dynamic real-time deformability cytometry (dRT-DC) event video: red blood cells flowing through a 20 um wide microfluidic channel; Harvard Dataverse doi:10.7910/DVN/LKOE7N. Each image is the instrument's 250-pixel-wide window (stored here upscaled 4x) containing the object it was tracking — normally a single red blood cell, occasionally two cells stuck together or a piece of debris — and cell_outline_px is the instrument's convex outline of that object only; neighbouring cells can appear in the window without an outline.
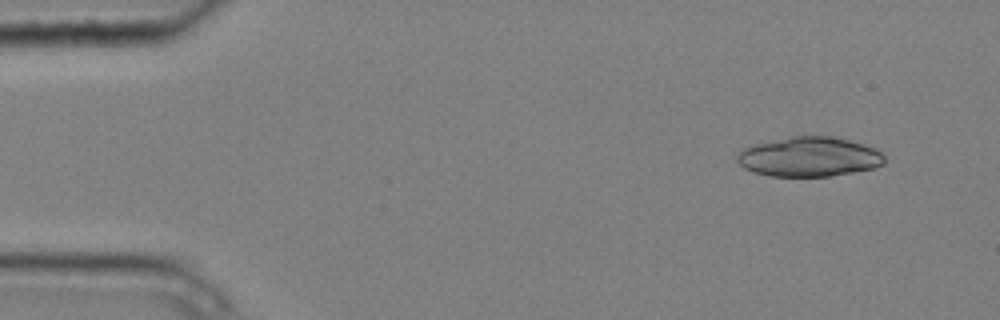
{"species": "common noctule bat (a hibernating species)", "species_latin": "Nyctalus noctula", "temperature_condition": "cold", "stored_images_in_passage": 5, "camera_frame_rate_fps": 3000, "um_per_image_px": 0.085, "animal": {"sex": "male", "body_mass_g": 20.4}, "frame": {"image": 1, "passage_image": 2, "time_ms": 0.333, "image_size_px": [1000, 320], "cell_outline_px": [[884, 164], [876, 168], [832, 176], [772, 176], [752, 172], [744, 168], [736, 160], [736, 156], [744, 148], [756, 144], [792, 136], [832, 136], [864, 144], [876, 148], [884, 156]], "centroid_in_image_um": [68.81, 13.34], "position_along_channel_um": 16.2, "area_um2": 34.04}}